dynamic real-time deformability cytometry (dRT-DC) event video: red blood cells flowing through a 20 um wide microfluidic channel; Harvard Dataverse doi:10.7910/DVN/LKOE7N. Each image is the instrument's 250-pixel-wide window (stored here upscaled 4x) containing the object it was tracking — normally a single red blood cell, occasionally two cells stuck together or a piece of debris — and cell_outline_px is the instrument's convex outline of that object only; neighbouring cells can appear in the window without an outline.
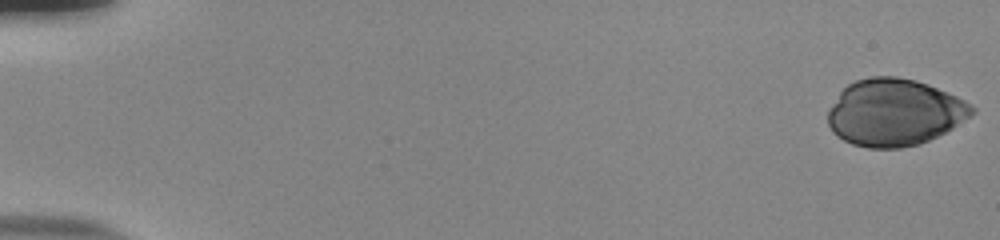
{"species": "human", "species_latin": "Homo sapiens", "temperature_condition": "room temperature", "stored_images_in_passage": 55, "camera_frame_rate_fps": 3000, "um_per_image_px": 0.085, "donor": {"sex": "male"}, "frame": {"image": 1, "passage_image": 1, "time_ms": 0.0, "image_size_px": [1000, 240], "cell_outline_px": [[976, 112], [952, 128], [920, 144], [900, 148], [868, 148], [852, 144], [844, 140], [832, 132], [828, 124], [828, 112], [840, 92], [848, 84], [856, 80], [868, 76], [896, 76], [916, 80], [928, 84], [956, 96], [964, 100], [976, 108]], "centroid_in_image_um": [76.02, 9.55], "position_along_channel_um": 9.0, "area_um2": 56.07}}
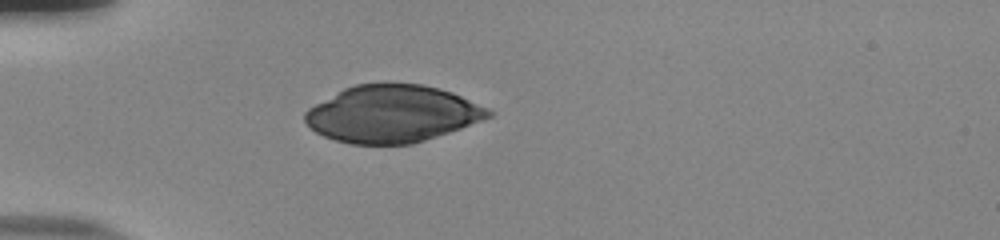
{"frame": {"image": 2, "passage_image": 17, "time_ms": 5.333, "image_size_px": [1000, 240], "cell_outline_px": [[492, 116], [460, 128], [412, 144], [352, 144], [336, 140], [324, 136], [316, 132], [304, 120], [304, 112], [308, 108], [344, 88], [356, 84], [420, 84], [452, 92], [488, 108], [492, 112]], "centroid_in_image_um": [33.32, 9.68], "position_along_channel_um": 51.7, "area_um2": 60.34}}